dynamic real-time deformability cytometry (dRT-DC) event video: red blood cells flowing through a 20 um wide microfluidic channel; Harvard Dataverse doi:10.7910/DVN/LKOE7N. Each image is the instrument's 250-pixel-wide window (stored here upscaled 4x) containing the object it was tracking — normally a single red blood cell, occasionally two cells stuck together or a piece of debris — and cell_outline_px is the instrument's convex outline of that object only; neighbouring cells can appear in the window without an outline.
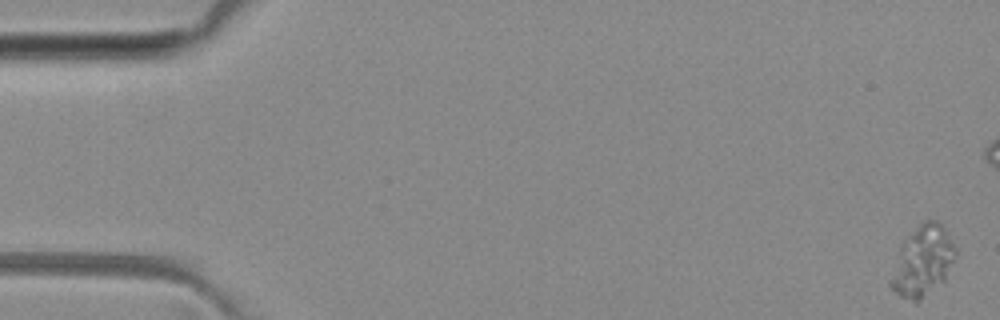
{"species": "common noctule bat (a hibernating species)", "species_latin": "Nyctalus noctula", "temperature_condition": "room temperature", "stored_images_in_passage": 20, "camera_frame_rate_fps": 3000, "um_per_image_px": 0.085, "animal": {"sex": "female", "body_mass_g": 29.2, "forearm_length_mm": 56.3}, "frame": {"image": 1, "passage_image": 1, "time_ms": 0.0, "image_size_px": [1000, 320], "cell_outline_px": [[956, 256], [944, 280], [916, 304], [900, 296], [888, 284], [900, 248], [908, 236], [924, 220], [936, 220], [944, 228], [956, 248]], "centroid_in_image_um": [78.43, 22.23], "position_along_channel_um": 6.6, "area_um2": 26.07}}